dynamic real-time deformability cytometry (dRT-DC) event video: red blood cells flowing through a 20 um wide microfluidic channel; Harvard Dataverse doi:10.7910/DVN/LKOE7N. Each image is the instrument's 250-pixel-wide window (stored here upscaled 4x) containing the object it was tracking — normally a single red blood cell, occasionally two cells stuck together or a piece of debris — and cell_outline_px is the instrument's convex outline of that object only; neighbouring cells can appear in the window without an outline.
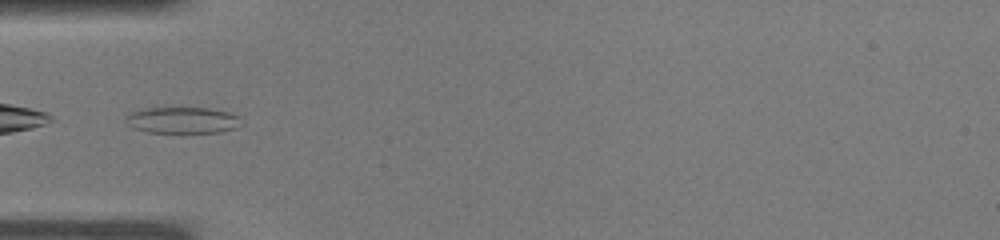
{"species": "common noctule bat (a hibernating species)", "species_latin": "Nyctalus noctula", "temperature_condition": "warm", "stored_images_in_passage": 35, "camera_frame_rate_fps": 3000, "um_per_image_px": 0.085, "animal": {"sex": "male", "body_mass_g": 19.0, "forearm_length_mm": 50.8}, "frame": {"image": 1, "passage_image": 11, "time_ms": 3.333, "image_size_px": [1000, 240], "cell_outline_px": [[244, 124], [236, 128], [220, 132], [180, 136], [148, 132], [132, 128], [124, 124], [124, 116], [128, 112], [136, 108], [156, 104], [212, 108], [228, 112], [240, 116]], "centroid_in_image_um": [15.4, 10.2], "position_along_channel_um": 69.6, "area_um2": 20.4}}
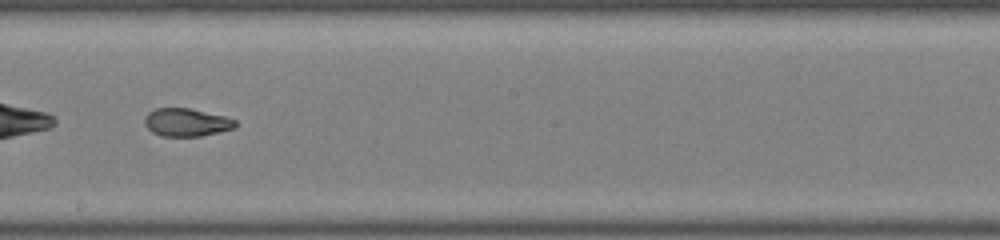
{"frame": {"image": 2, "passage_image": 20, "time_ms": 6.333, "image_size_px": [1000, 240], "cell_outline_px": [[236, 124], [232, 128], [220, 132], [200, 136], [160, 136], [152, 132], [144, 124], [144, 116], [148, 112], [156, 108], [188, 108], [224, 116], [236, 120]], "centroid_in_image_um": [15.8, 10.4], "position_along_channel_um": 232.4, "area_um2": 14.74}}